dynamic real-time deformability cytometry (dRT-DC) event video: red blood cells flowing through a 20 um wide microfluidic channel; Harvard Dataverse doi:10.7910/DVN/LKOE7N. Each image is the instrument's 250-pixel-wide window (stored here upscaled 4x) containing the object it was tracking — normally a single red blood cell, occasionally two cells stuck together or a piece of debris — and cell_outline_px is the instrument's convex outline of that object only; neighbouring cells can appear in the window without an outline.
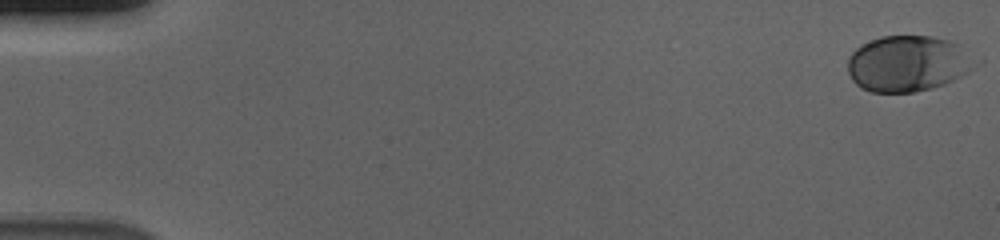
{"species": "human", "species_latin": "Homo sapiens", "temperature_condition": "cold", "stored_images_in_passage": 57, "camera_frame_rate_fps": 3000, "um_per_image_px": 0.085, "donor": {"sex": "male"}, "frame": {"image": 1, "passage_image": 1, "time_ms": 0.0, "image_size_px": [1000, 240], "cell_outline_px": [[984, 60], [980, 64], [968, 72], [944, 84], [932, 88], [916, 92], [872, 92], [860, 88], [852, 80], [848, 72], [848, 56], [860, 44], [880, 36], [932, 36], [948, 40], [956, 44]], "centroid_in_image_um": [77.21, 5.4], "position_along_channel_um": 7.8, "area_um2": 42.19}}
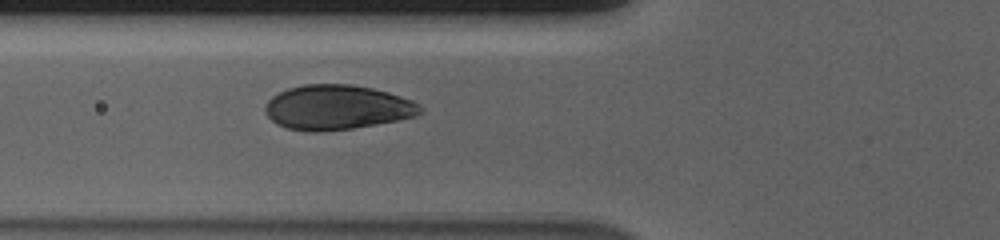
{"frame": {"image": 2, "passage_image": 22, "time_ms": 7.0, "image_size_px": [1000, 240], "cell_outline_px": [[424, 112], [416, 116], [376, 124], [352, 128], [320, 132], [308, 132], [288, 128], [276, 124], [264, 112], [264, 108], [268, 100], [272, 96], [288, 88], [304, 84], [352, 84], [372, 88], [388, 92], [412, 100], [424, 108]], "centroid_in_image_um": [28.65, 9.12], "position_along_channel_um": 97.2, "area_um2": 40.52}}
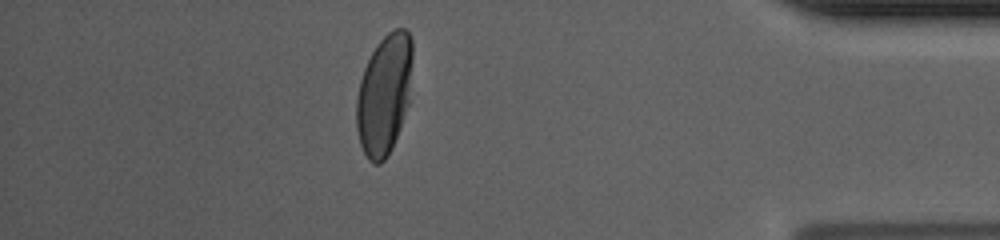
{"frame": {"image": 3, "passage_image": 50, "time_ms": 16.333, "image_size_px": [1000, 240], "cell_outline_px": [[412, 60], [408, 104], [400, 128], [392, 148], [384, 160], [380, 164], [372, 164], [368, 160], [360, 144], [356, 128], [356, 100], [360, 80], [364, 68], [376, 44], [388, 32], [396, 28], [404, 28], [408, 32], [412, 40]], "centroid_in_image_um": [32.65, 8.03], "position_along_channel_um": 402.6, "area_um2": 39.36}, "authors_computed_cell_mechanics": {"area_um2": 41.1536, "velocity_mm_per_s": 3.664, "shape_relaxation_time_tau1_ms": 2.7308, "shape_relaxation_time_tau2_ms": null, "deformation_change_tau1": 0.153, "deformation_change_tau2": null}}